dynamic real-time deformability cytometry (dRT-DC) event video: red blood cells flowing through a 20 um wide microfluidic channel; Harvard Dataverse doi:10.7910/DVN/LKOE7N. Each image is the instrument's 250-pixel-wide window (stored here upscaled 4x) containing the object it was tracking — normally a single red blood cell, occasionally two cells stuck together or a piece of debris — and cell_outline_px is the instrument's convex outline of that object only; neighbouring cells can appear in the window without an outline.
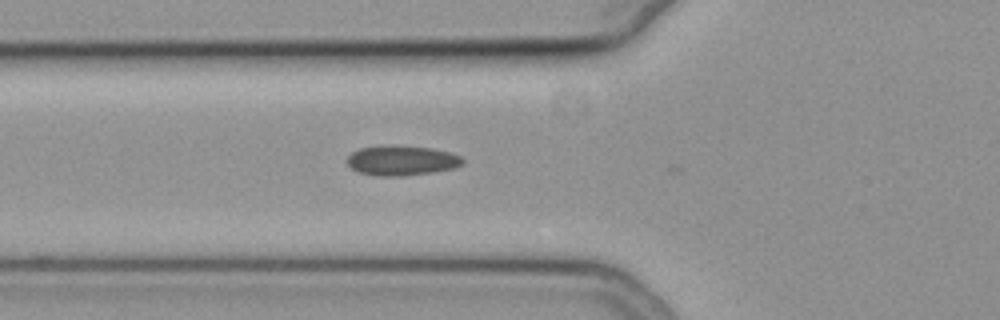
{"species": "common noctule bat (a hibernating species)", "species_latin": "Nyctalus noctula", "temperature_condition": "cold", "stored_images_in_passage": 5, "camera_frame_rate_fps": 3000, "um_per_image_px": 0.085, "animal": {"sex": "female", "body_mass_g": 19.3, "forearm_length_mm": 54.1}, "frame": {"image": 1, "passage_image": 3, "time_ms": 0.667, "image_size_px": [1000, 320], "cell_outline_px": [[464, 164], [456, 168], [432, 172], [404, 176], [376, 176], [360, 172], [352, 168], [348, 164], [348, 156], [352, 152], [360, 148], [432, 148], [448, 152], [460, 156], [464, 160]], "centroid_in_image_um": [34.2, 13.7], "position_along_channel_um": 91.6, "area_um2": 19.25}}